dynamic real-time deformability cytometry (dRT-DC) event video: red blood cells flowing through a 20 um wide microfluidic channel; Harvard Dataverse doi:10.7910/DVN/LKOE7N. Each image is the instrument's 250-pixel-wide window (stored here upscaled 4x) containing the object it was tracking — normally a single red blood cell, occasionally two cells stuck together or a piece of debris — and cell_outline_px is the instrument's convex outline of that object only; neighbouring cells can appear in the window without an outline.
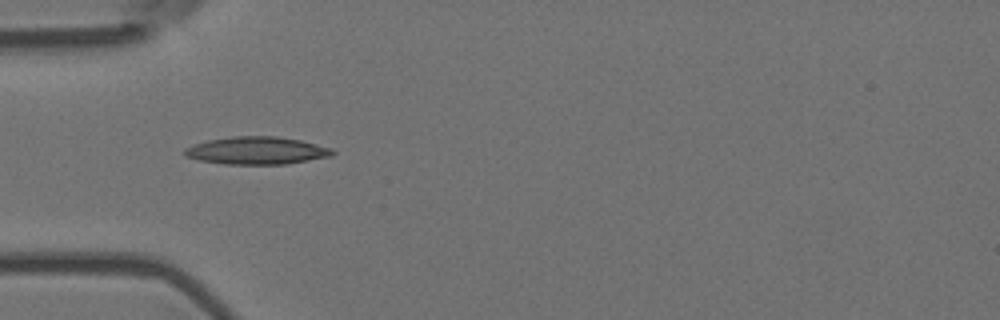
{"species": "Egyptian fruit bat (a non-hibernating species)", "species_latin": "Rousettus aegyptiacus", "temperature_condition": "room temperature", "stored_images_in_passage": 2, "camera_frame_rate_fps": 3000, "um_per_image_px": 0.085, "animal": {"sex": "female"}, "frame": {"image": 1, "passage_image": 1, "time_ms": 0.0, "image_size_px": [1000, 320], "cell_outline_px": [[336, 152], [332, 156], [284, 164], [224, 164], [200, 160], [184, 156], [184, 148], [208, 140], [232, 136], [276, 136], [300, 140], [332, 148]], "centroid_in_image_um": [21.83, 12.8], "position_along_channel_um": 63.2, "area_um2": 23.7}}
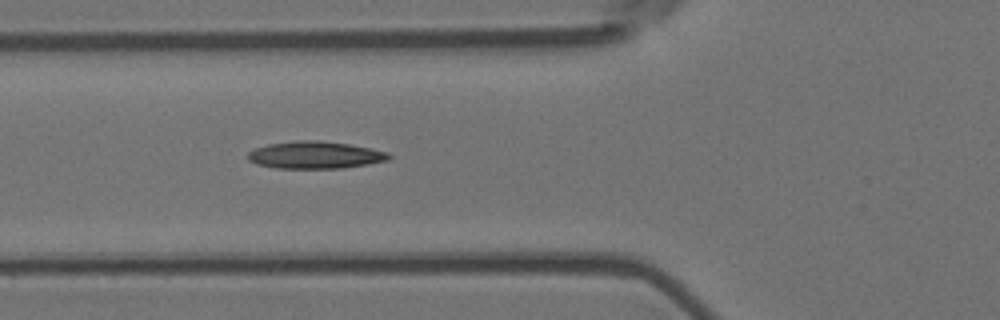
{"frame": {"image": 2, "passage_image": 2, "time_ms": 0.333, "image_size_px": [1000, 320], "cell_outline_px": [[392, 156], [388, 160], [368, 164], [340, 168], [276, 168], [256, 164], [248, 160], [248, 152], [256, 148], [268, 144], [300, 140], [316, 140], [348, 144], [372, 148], [388, 152]], "centroid_in_image_um": [26.79, 13.18], "position_along_channel_um": 99.0, "area_um2": 22.31}}